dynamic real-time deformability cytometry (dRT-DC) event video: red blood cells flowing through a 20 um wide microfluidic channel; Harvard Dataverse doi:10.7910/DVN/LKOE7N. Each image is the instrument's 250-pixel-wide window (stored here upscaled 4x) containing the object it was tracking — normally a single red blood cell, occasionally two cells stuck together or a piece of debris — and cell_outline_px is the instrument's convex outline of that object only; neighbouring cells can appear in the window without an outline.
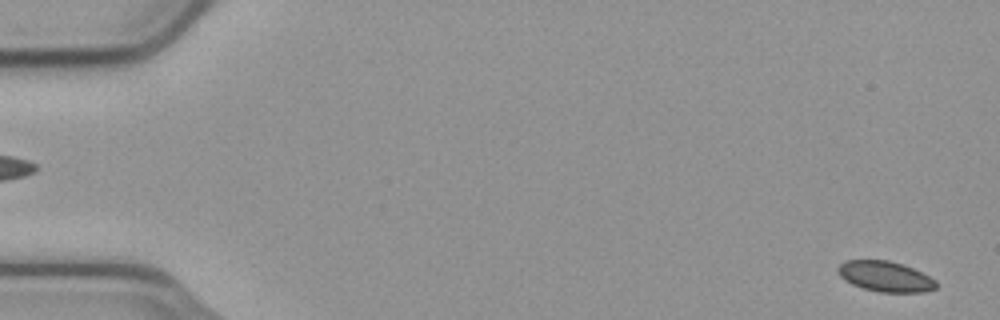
{"species": "common noctule bat (a hibernating species)", "species_latin": "Nyctalus noctula", "temperature_condition": "cold", "stored_images_in_passage": 56, "camera_frame_rate_fps": 3000, "um_per_image_px": 0.085, "animal": {"sex": "male", "body_mass_g": 23.1, "forearm_length_mm": 52.7}, "frame": {"image": 1, "passage_image": 2, "time_ms": 0.333, "image_size_px": [1000, 320], "cell_outline_px": [[940, 284], [936, 288], [924, 292], [880, 292], [864, 288], [852, 284], [844, 280], [836, 272], [836, 268], [844, 260], [888, 260], [904, 264], [936, 280]], "centroid_in_image_um": [75.24, 23.49], "position_along_channel_um": 9.8, "area_um2": 17.57}}
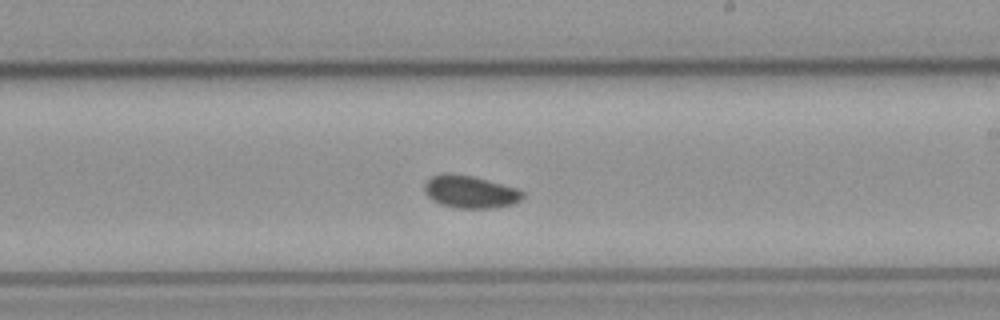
{"frame": {"image": 2, "passage_image": 33, "time_ms": 10.667, "image_size_px": [1000, 320], "cell_outline_px": [[524, 196], [520, 200], [512, 204], [492, 208], [460, 208], [440, 204], [432, 200], [424, 192], [424, 184], [432, 176], [444, 172], [448, 172], [472, 176], [516, 188], [524, 192]], "centroid_in_image_um": [39.93, 16.3], "position_along_channel_um": 249.1, "area_um2": 18.55}}
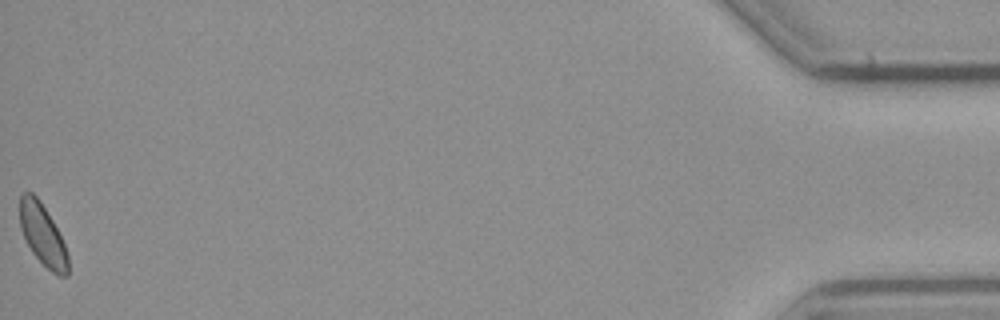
{"frame": {"image": 3, "passage_image": 56, "time_ms": 18.333, "image_size_px": [1000, 320], "cell_outline_px": [[68, 276], [60, 276], [52, 272], [32, 252], [20, 228], [20, 196], [24, 192], [32, 192], [40, 200], [52, 220], [64, 244], [68, 256]], "centroid_in_image_um": [3.62, 19.95], "position_along_channel_um": 431.6, "area_um2": 16.88}, "authors_computed_cell_mechanics": {"area_um2": 18.0336, "velocity_mm_per_s": 3.7211, "shape_relaxation_time_tau1_ms": 1.0324, "shape_relaxation_time_tau2_ms": null, "deformation_change_tau1": 0.0286, "deformation_change_tau2": null}}